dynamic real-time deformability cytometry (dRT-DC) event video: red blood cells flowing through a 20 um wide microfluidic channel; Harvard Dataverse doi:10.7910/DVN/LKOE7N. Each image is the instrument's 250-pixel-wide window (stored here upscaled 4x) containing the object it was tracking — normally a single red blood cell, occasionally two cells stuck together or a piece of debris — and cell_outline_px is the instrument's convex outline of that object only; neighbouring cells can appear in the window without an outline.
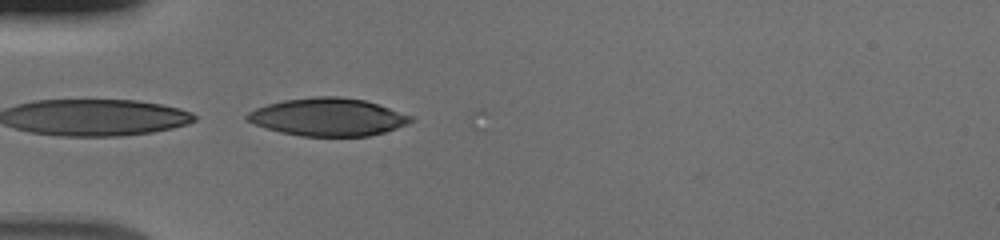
{"species": "human", "species_latin": "Homo sapiens", "temperature_condition": "cold", "stored_images_in_passage": 17, "segment_of_instrument_passage": [2, 2], "camera_frame_rate_fps": 3000, "um_per_image_px": 0.085, "donor": {"sex": "male"}, "frame": {"image": 1, "passage_image": 17, "time_ms": 5.333, "image_size_px": [1000, 240], "cell_outline_px": [[416, 120], [408, 124], [384, 132], [368, 136], [300, 136], [280, 132], [244, 120], [244, 116], [248, 112], [256, 108], [268, 104], [284, 100], [312, 96], [340, 96], [364, 100], [412, 116]], "centroid_in_image_um": [27.86, 9.94], "position_along_channel_um": 57.1, "area_um2": 35.95}}